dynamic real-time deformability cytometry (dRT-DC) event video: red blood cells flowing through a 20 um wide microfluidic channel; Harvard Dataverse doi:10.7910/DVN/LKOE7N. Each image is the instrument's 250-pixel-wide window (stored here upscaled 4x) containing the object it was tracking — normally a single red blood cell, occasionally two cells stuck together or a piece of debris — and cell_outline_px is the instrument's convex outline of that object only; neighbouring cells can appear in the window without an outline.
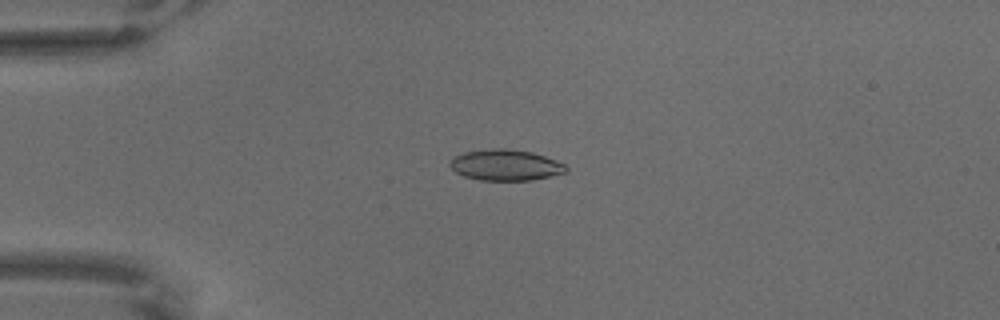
{"species": "common noctule bat (a hibernating species)", "species_latin": "Nyctalus noctula", "temperature_condition": "warm", "stored_images_in_passage": 18, "camera_frame_rate_fps": 3000, "um_per_image_px": 0.085, "animal": {"sex": "male", "body_mass_g": 18.8}, "frame": {"image": 1, "passage_image": 18, "time_ms": 5.667, "image_size_px": [1000, 320], "cell_outline_px": [[568, 172], [532, 180], [480, 180], [464, 176], [456, 172], [448, 164], [456, 156], [464, 152], [492, 148], [504, 148], [532, 152], [556, 160], [564, 164], [568, 168]], "centroid_in_image_um": [42.99, 14.03], "position_along_channel_um": 42.0, "area_um2": 20.87}}